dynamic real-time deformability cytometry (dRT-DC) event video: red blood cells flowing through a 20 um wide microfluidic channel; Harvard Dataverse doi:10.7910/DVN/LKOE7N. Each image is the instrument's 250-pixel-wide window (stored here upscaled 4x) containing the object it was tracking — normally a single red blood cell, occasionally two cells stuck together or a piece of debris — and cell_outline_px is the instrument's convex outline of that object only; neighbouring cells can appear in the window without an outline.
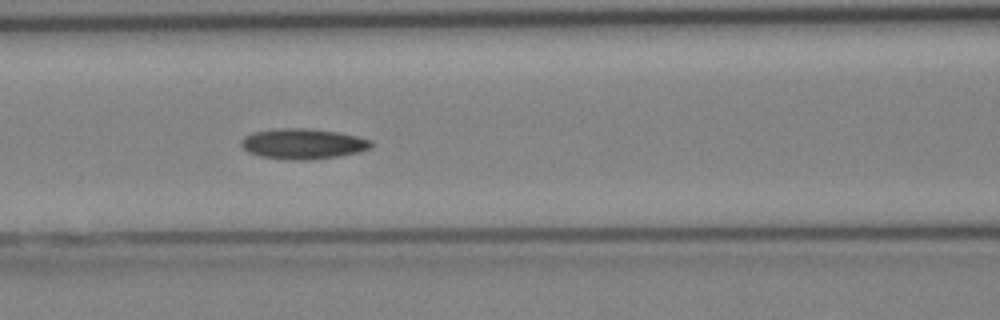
{"species": "Egyptian fruit bat (a non-hibernating species)", "species_latin": "Rousettus aegyptiacus", "temperature_condition": "cold", "stored_images_in_passage": 6, "segment_of_instrument_passage": [1, 2], "camera_frame_rate_fps": 3000, "um_per_image_px": 0.085, "animal": {"sex": "female"}, "frame": {"image": 1, "passage_image": 5, "time_ms": 4.667, "image_size_px": [1000, 320], "cell_outline_px": [[376, 144], [372, 148], [360, 152], [336, 156], [260, 156], [248, 152], [240, 144], [240, 140], [244, 136], [252, 132], [280, 128], [308, 128], [340, 132], [372, 140]], "centroid_in_image_um": [25.81, 12.14], "position_along_channel_um": 140.8, "area_um2": 21.96}}